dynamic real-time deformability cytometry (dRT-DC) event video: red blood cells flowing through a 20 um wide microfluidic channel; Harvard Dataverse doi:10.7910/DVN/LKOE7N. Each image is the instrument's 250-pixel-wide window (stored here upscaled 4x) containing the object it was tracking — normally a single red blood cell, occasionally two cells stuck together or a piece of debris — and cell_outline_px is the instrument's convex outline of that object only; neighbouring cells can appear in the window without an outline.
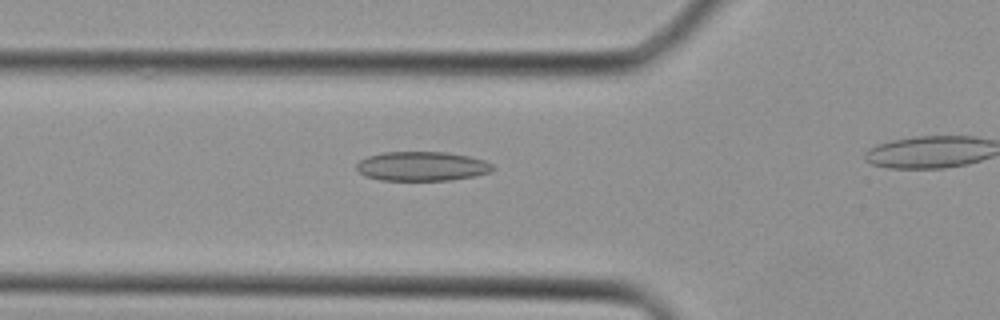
{"species": "Egyptian fruit bat (a non-hibernating species)", "species_latin": "Rousettus aegyptiacus", "temperature_condition": "cold", "stored_images_in_passage": 14, "camera_frame_rate_fps": 3000, "um_per_image_px": 0.085, "animal": {"sex": "female"}, "frame": {"image": 1, "passage_image": 10, "time_ms": 3.0, "image_size_px": [1000, 320], "cell_outline_px": [[496, 168], [492, 172], [476, 176], [452, 180], [380, 180], [364, 176], [356, 168], [356, 164], [360, 160], [368, 156], [384, 152], [444, 152], [468, 156], [484, 160], [492, 164]], "centroid_in_image_um": [35.89, 14.14], "position_along_channel_um": 89.9, "area_um2": 23.41}}
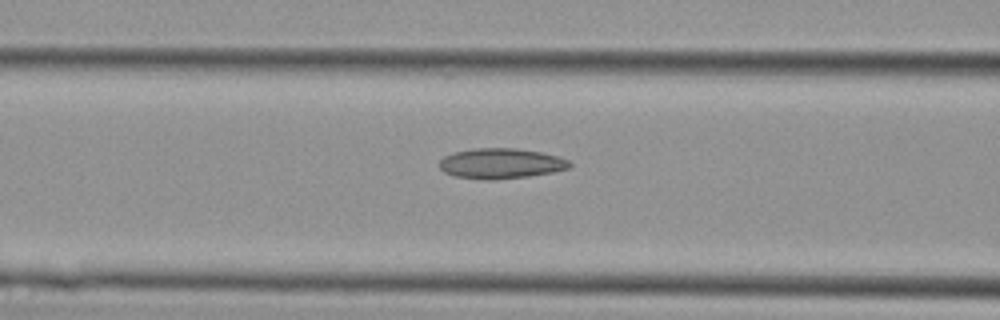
{"frame": {"image": 2, "passage_image": 12, "time_ms": 3.667, "image_size_px": [1000, 320], "cell_outline_px": [[572, 164], [568, 168], [552, 172], [528, 176], [496, 180], [488, 180], [456, 176], [444, 172], [440, 168], [440, 160], [444, 156], [452, 152], [476, 148], [516, 148], [540, 152], [556, 156], [568, 160]], "centroid_in_image_um": [42.55, 13.89], "position_along_channel_um": 124.0, "area_um2": 22.89}}